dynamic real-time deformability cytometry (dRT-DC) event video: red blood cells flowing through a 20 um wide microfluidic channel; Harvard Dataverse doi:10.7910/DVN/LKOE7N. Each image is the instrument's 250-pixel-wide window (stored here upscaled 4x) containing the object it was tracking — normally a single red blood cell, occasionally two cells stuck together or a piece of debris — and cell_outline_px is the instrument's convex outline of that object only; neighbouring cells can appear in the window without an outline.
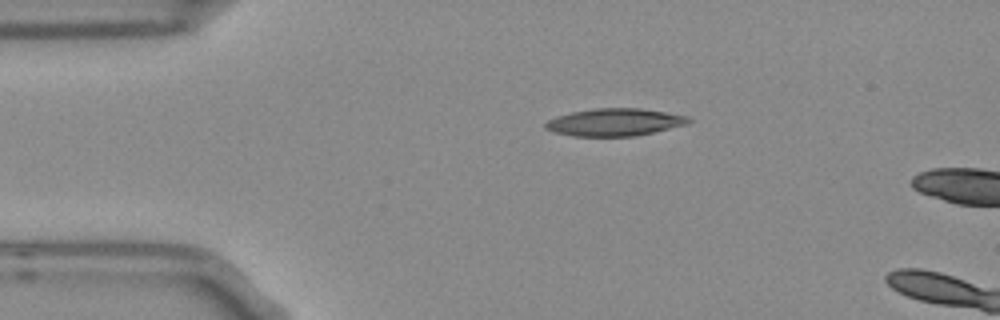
{"species": "Egyptian fruit bat (a non-hibernating species)", "species_latin": "Rousettus aegyptiacus", "temperature_condition": "room temperature", "stored_images_in_passage": 3, "camera_frame_rate_fps": 3000, "um_per_image_px": 0.085, "frame": {"image": 1, "passage_image": 1, "time_ms": 0.0, "image_size_px": [1000, 320], "cell_outline_px": [[692, 120], [688, 124], [636, 136], [572, 136], [556, 132], [544, 128], [544, 124], [548, 120], [556, 116], [572, 112], [596, 108], [640, 108], [688, 116]], "centroid_in_image_um": [52.25, 10.39], "position_along_channel_um": 32.8, "area_um2": 22.83}}